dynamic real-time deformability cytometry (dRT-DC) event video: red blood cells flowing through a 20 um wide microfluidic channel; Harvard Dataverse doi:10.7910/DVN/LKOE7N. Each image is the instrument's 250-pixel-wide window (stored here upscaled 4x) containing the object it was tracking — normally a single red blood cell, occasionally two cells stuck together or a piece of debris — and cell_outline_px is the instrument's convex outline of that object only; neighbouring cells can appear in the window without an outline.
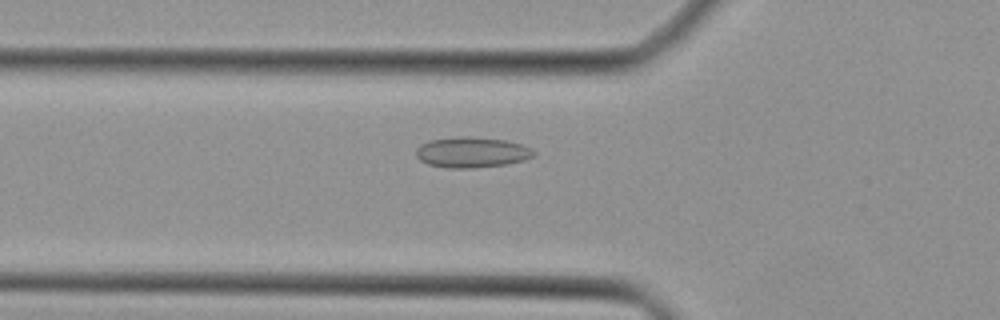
{"species": "Egyptian fruit bat (a non-hibernating species)", "species_latin": "Rousettus aegyptiacus", "temperature_condition": "cold", "stored_images_in_passage": 33, "camera_frame_rate_fps": 3000, "um_per_image_px": 0.085, "animal": {"sex": "female"}, "frame": {"image": 1, "passage_image": 5, "time_ms": 1.333, "image_size_px": [1000, 320], "cell_outline_px": [[536, 156], [524, 160], [508, 164], [476, 168], [444, 168], [428, 164], [420, 160], [416, 156], [416, 148], [420, 144], [428, 140], [460, 136], [468, 136], [504, 140], [520, 144], [532, 148], [536, 152]], "centroid_in_image_um": [40.1, 12.95], "position_along_channel_um": 85.7, "area_um2": 21.27}}
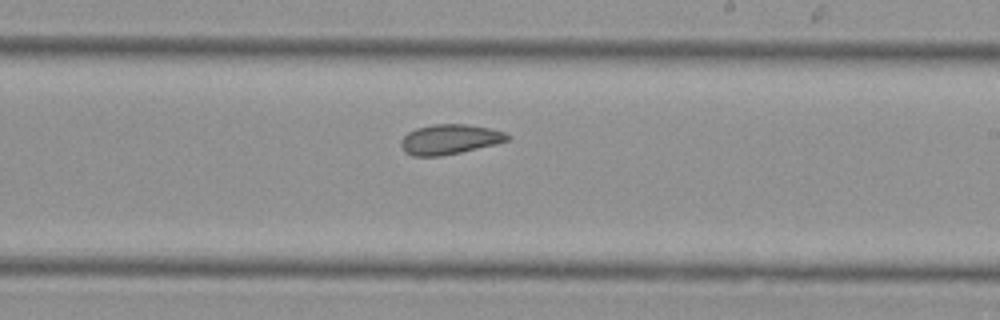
{"frame": {"image": 2, "passage_image": 16, "time_ms": 5.0, "image_size_px": [1000, 320], "cell_outline_px": [[512, 136], [508, 140], [496, 144], [460, 152], [440, 156], [412, 156], [404, 152], [400, 144], [400, 140], [408, 132], [416, 128], [432, 124], [468, 124], [488, 128], [504, 132]], "centroid_in_image_um": [38.2, 11.84], "position_along_channel_um": 250.8, "area_um2": 18.61}}
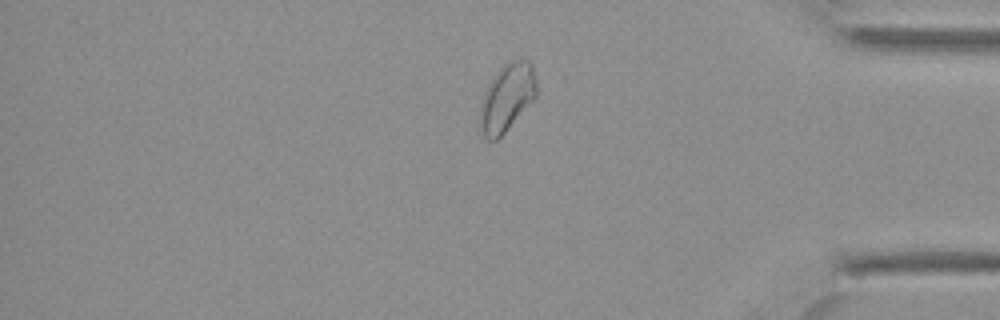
{"frame": {"image": 3, "passage_image": 27, "time_ms": 8.667, "image_size_px": [1000, 320], "cell_outline_px": [[536, 96], [504, 132], [496, 140], [488, 140], [484, 136], [480, 128], [480, 104], [484, 92], [492, 76], [504, 64], [512, 60], [528, 60], [532, 64], [536, 80]], "centroid_in_image_um": [43.07, 8.27], "position_along_channel_um": 392.1, "area_um2": 21.96}}